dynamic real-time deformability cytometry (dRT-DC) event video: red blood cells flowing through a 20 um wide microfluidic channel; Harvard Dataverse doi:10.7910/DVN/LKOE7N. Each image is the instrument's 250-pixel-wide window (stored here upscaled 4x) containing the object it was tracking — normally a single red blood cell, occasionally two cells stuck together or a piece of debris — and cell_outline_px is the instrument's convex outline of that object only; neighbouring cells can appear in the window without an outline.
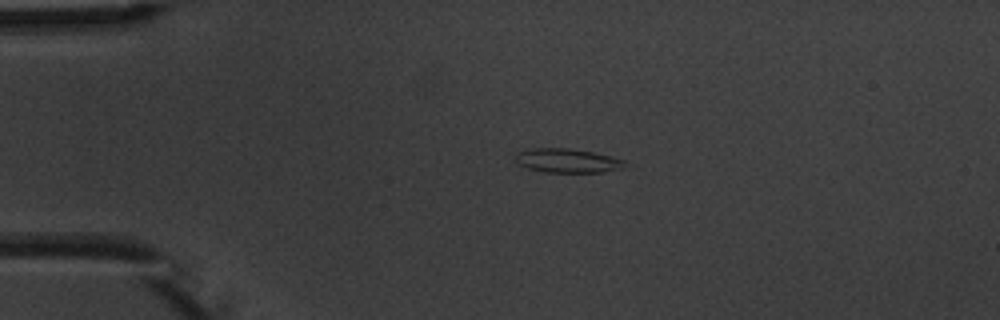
{"species": "common noctule bat (a hibernating species)", "species_latin": "Nyctalus noctula", "temperature_condition": "warm", "stored_images_in_passage": 2, "camera_frame_rate_fps": 3000, "um_per_image_px": 0.085, "animal": {"sex": "male", "body_mass_g": 20.1, "forearm_length_mm": 53.5}, "frame": {"image": 1, "passage_image": 1, "time_ms": 0.0, "image_size_px": [1000, 320], "cell_outline_px": [[624, 164], [620, 168], [604, 172], [548, 172], [528, 168], [520, 164], [516, 160], [516, 152], [528, 148], [568, 148], [592, 152], [624, 160]], "centroid_in_image_um": [48.17, 13.64], "position_along_channel_um": 36.8, "area_um2": 15.03}}